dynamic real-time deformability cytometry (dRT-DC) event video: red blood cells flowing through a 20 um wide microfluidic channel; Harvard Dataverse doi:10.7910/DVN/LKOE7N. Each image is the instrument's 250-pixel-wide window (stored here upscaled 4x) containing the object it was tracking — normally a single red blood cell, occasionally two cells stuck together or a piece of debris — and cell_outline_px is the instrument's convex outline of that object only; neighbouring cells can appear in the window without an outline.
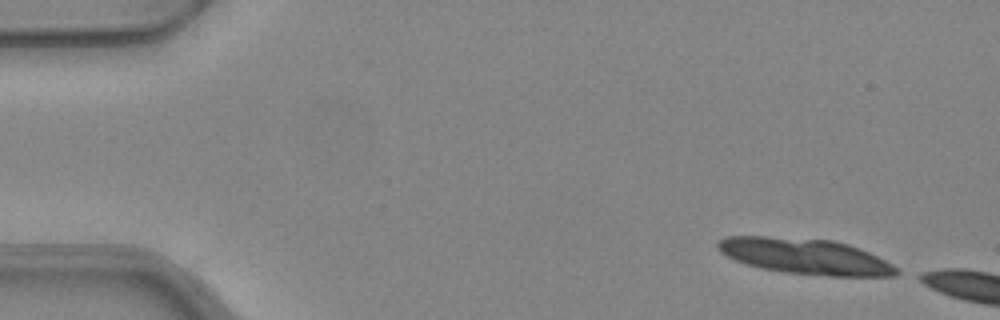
{"species": "common noctule bat (a hibernating species)", "species_latin": "Nyctalus noctula", "temperature_condition": "warm", "stored_images_in_passage": 10, "camera_frame_rate_fps": 3000, "um_per_image_px": 0.085, "animal": {"sex": "female", "body_mass_g": 24.6, "forearm_length_mm": 56.2}, "frame": {"image": 1, "passage_image": 1, "time_ms": 0.0, "image_size_px": [1000, 320], "cell_outline_px": [[904, 272], [896, 276], [828, 276], [784, 272], [760, 268], [736, 260], [720, 252], [716, 248], [716, 244], [724, 236], [764, 236], [832, 240], [848, 244], [860, 248], [892, 264]], "centroid_in_image_um": [68.46, 21.79], "position_along_channel_um": 16.5, "area_um2": 37.22}}